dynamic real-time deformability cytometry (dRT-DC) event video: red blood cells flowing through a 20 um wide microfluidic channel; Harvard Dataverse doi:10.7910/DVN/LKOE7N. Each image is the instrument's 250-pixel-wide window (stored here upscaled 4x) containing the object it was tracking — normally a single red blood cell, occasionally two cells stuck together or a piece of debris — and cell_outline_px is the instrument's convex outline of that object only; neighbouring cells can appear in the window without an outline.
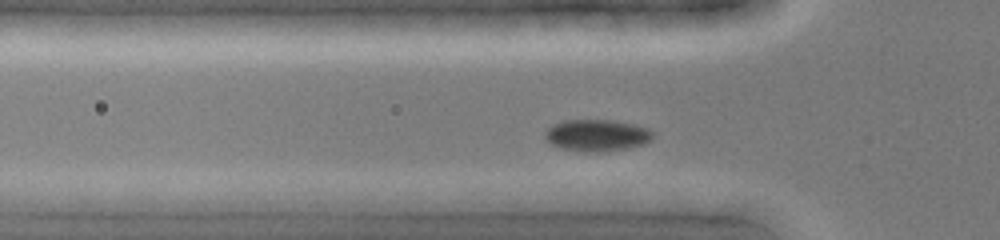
{"species": "common noctule bat (a hibernating species)", "species_latin": "Nyctalus noctula", "temperature_condition": "cold", "stored_images_in_passage": 8, "camera_frame_rate_fps": 3000, "um_per_image_px": 0.085, "animal": {"sex": "female", "body_mass_g": 19.0, "forearm_length_mm": 51.5}, "frame": {"image": 1, "passage_image": 6, "time_ms": 1.667, "image_size_px": [1000, 240], "cell_outline_px": [[652, 140], [644, 144], [624, 148], [564, 148], [552, 144], [544, 136], [544, 132], [552, 124], [564, 120], [612, 120], [632, 124], [648, 128], [652, 132]], "centroid_in_image_um": [50.74, 11.42], "position_along_channel_um": 75.1, "area_um2": 18.67}}